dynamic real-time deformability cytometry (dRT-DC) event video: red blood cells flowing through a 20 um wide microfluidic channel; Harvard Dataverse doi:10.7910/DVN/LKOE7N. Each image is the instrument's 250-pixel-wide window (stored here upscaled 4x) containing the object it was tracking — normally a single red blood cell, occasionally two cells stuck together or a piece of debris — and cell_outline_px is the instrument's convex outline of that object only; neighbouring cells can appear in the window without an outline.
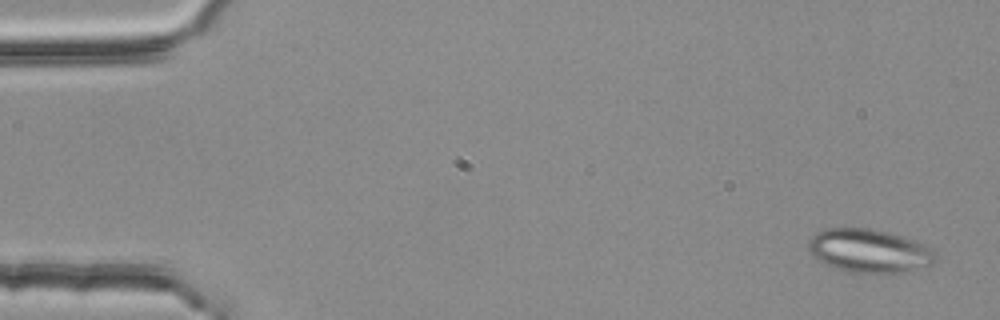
{"species": "common noctule bat (a hibernating species)", "species_latin": "Nyctalus noctula", "temperature_condition": "room temperature", "stored_images_in_passage": 4, "camera_frame_rate_fps": 3000, "um_per_image_px": 0.085, "animal": {"sex": "female", "body_mass_g": 25.1}, "frame": {"image": 1, "passage_image": 1, "time_ms": 0.0, "image_size_px": [1000, 320], "cell_outline_px": [[936, 260], [928, 264], [904, 272], [848, 272], [824, 264], [812, 256], [808, 248], [808, 240], [816, 232], [824, 228], [868, 228], [888, 232], [904, 236], [932, 248], [936, 252]], "centroid_in_image_um": [73.83, 21.3], "position_along_channel_um": 11.2, "area_um2": 32.08}}
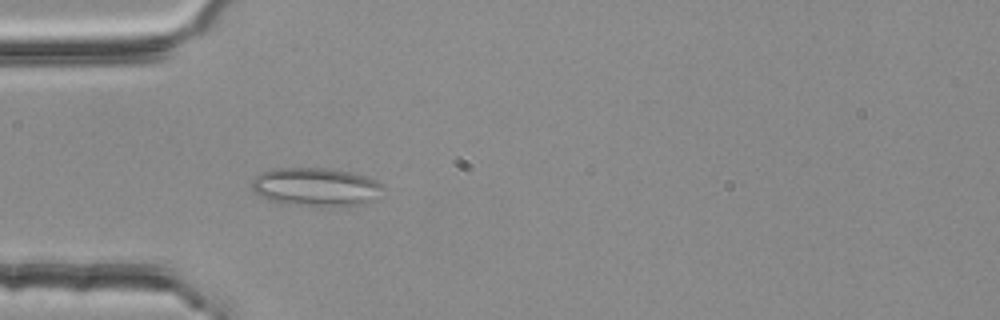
{"frame": {"image": 2, "passage_image": 4, "time_ms": 1.0, "image_size_px": [1000, 320], "cell_outline_px": [[384, 188], [372, 200], [364, 204], [340, 208], [316, 208], [288, 204], [268, 200], [260, 196], [252, 188], [252, 180], [256, 176], [272, 168], [324, 168], [348, 172], [364, 176], [380, 184]], "centroid_in_image_um": [26.83, 15.94], "position_along_channel_um": 58.2, "area_um2": 29.77}}